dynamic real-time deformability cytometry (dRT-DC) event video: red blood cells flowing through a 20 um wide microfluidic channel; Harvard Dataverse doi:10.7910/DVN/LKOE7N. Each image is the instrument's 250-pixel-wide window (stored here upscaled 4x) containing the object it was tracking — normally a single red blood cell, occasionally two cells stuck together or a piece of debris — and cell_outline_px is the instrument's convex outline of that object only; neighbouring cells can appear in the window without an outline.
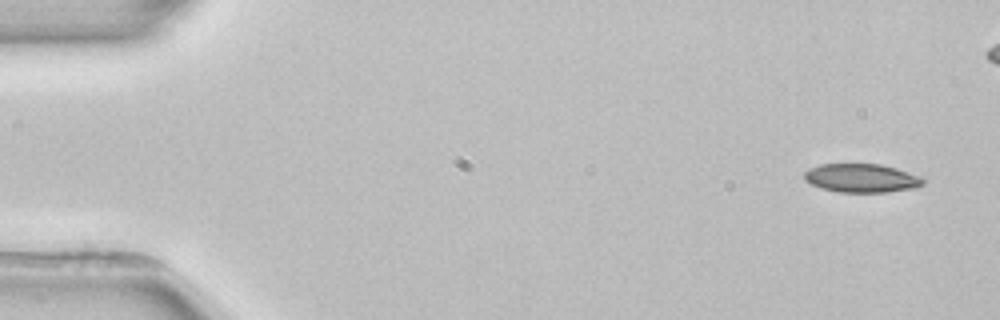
{"species": "common noctule bat (a hibernating species)", "species_latin": "Nyctalus noctula", "temperature_condition": "room temperature", "stored_images_in_passage": 5, "camera_frame_rate_fps": 3000, "um_per_image_px": 0.085, "animal": {"sex": "female", "body_mass_g": 22.7, "forearm_length_mm": 54.2}, "frame": {"image": 1, "passage_image": 1, "time_ms": 0.0, "image_size_px": [1000, 320], "cell_outline_px": [[924, 184], [912, 188], [884, 192], [836, 192], [820, 188], [804, 180], [804, 172], [808, 168], [820, 164], [880, 164], [896, 168], [920, 176], [924, 180]], "centroid_in_image_um": [73.18, 15.13], "position_along_channel_um": 11.8, "area_um2": 19.83}}